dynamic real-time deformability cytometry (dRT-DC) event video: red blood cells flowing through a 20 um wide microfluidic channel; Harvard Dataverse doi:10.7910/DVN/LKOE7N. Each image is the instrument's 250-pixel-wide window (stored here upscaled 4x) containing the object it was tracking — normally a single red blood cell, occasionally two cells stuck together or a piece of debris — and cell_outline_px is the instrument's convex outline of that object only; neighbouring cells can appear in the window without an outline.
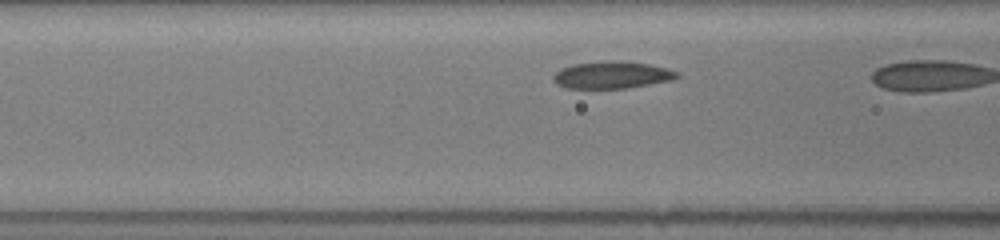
{"species": "common noctule bat (a hibernating species)", "species_latin": "Nyctalus noctula", "temperature_condition": "room temperature", "stored_images_in_passage": 5, "camera_frame_rate_fps": 3000, "um_per_image_px": 0.085, "animal": {"sex": "female", "body_mass_g": 19.5, "forearm_length_mm": 54.1}, "frame": {"image": 1, "passage_image": 4, "time_ms": 1.0, "image_size_px": [1000, 240], "cell_outline_px": [[680, 76], [672, 80], [624, 88], [564, 88], [556, 84], [552, 80], [552, 76], [560, 68], [572, 64], [612, 60], [620, 60], [648, 64], [680, 72]], "centroid_in_image_um": [51.97, 6.36], "position_along_channel_um": 114.6, "area_um2": 19.59}}